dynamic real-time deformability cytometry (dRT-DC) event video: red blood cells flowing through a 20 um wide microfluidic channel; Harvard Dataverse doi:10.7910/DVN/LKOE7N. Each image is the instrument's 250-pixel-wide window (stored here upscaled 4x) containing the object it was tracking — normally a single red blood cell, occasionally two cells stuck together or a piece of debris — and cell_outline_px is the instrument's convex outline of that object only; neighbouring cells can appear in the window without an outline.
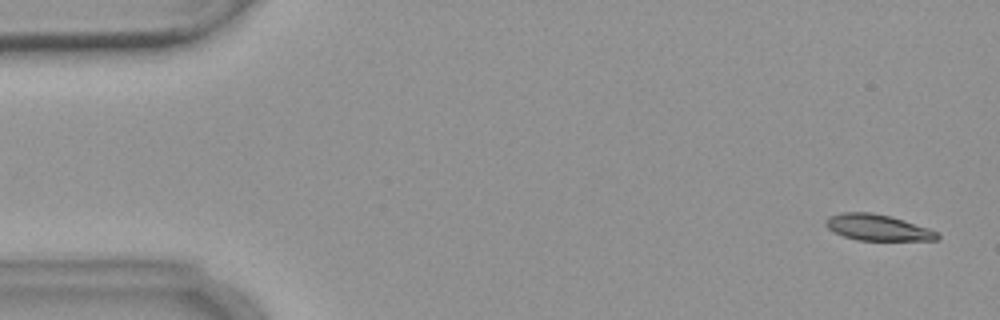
{"species": "common noctule bat (a hibernating species)", "species_latin": "Nyctalus noctula", "temperature_condition": "warm", "stored_images_in_passage": 6, "camera_frame_rate_fps": 3000, "um_per_image_px": 0.085, "animal": {"sex": "female", "body_mass_g": 18.4}, "frame": {"image": 1, "passage_image": 1, "time_ms": 0.0, "image_size_px": [1000, 320], "cell_outline_px": [[940, 240], [856, 240], [844, 236], [828, 228], [824, 224], [824, 220], [828, 216], [840, 212], [872, 212], [904, 220], [928, 228], [936, 232], [940, 236]], "centroid_in_image_um": [74.56, 19.33], "position_along_channel_um": 10.4, "area_um2": 16.94}}
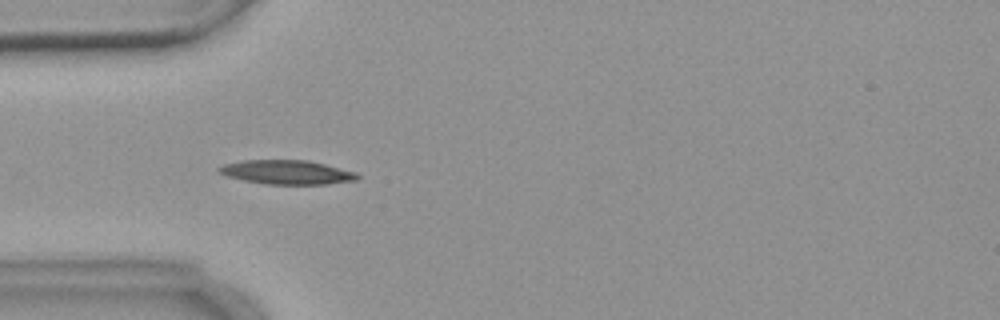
{"frame": {"image": 2, "passage_image": 5, "time_ms": 4.667, "image_size_px": [1000, 320], "cell_outline_px": [[360, 176], [356, 180], [324, 184], [268, 184], [244, 180], [228, 176], [220, 172], [216, 168], [224, 164], [244, 160], [308, 160], [356, 172]], "centroid_in_image_um": [24.39, 14.63], "position_along_channel_um": 60.6, "area_um2": 19.19}}